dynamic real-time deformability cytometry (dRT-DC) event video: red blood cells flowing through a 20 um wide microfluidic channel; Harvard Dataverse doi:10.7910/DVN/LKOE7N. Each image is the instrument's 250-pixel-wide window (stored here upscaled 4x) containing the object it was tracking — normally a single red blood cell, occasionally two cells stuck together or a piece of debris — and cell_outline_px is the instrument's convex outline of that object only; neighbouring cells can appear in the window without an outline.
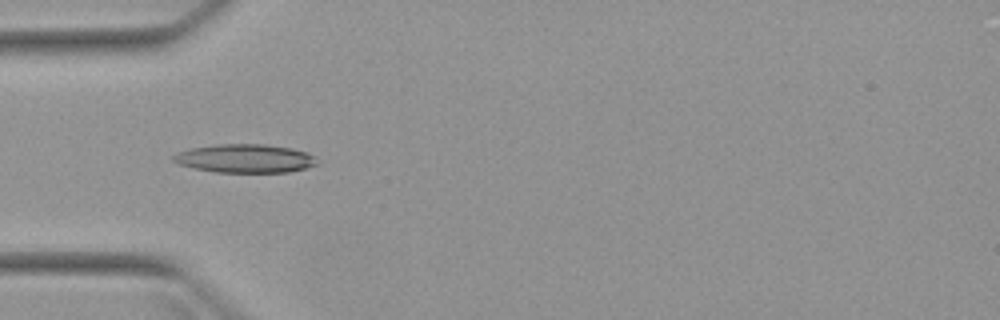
{"species": "Egyptian fruit bat (a non-hibernating species)", "species_latin": "Rousettus aegyptiacus", "temperature_condition": "warm", "stored_images_in_passage": 7, "camera_frame_rate_fps": 3000, "um_per_image_px": 0.085, "animal": {"sex": "female"}, "frame": {"image": 1, "passage_image": 5, "time_ms": 4.667, "image_size_px": [1000, 320], "cell_outline_px": [[320, 164], [288, 172], [216, 172], [196, 168], [180, 164], [172, 160], [172, 156], [176, 152], [188, 148], [216, 144], [264, 144], [292, 148], [308, 152], [316, 156]], "centroid_in_image_um": [20.86, 13.45], "position_along_channel_um": 64.1, "area_um2": 24.1}}
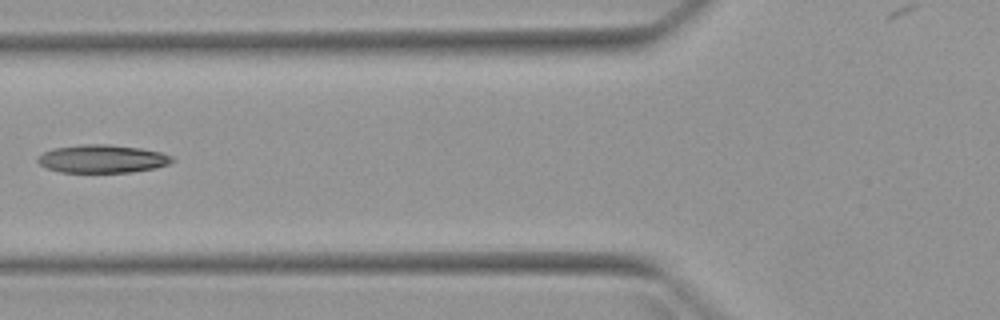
{"frame": {"image": 2, "passage_image": 6, "time_ms": 6.0, "image_size_px": [1000, 320], "cell_outline_px": [[176, 160], [168, 164], [156, 168], [132, 172], [60, 172], [48, 168], [40, 164], [36, 160], [44, 152], [52, 148], [80, 144], [108, 144], [140, 148], [160, 152], [172, 156]], "centroid_in_image_um": [8.71, 13.49], "position_along_channel_um": 117.1, "area_um2": 22.02}}
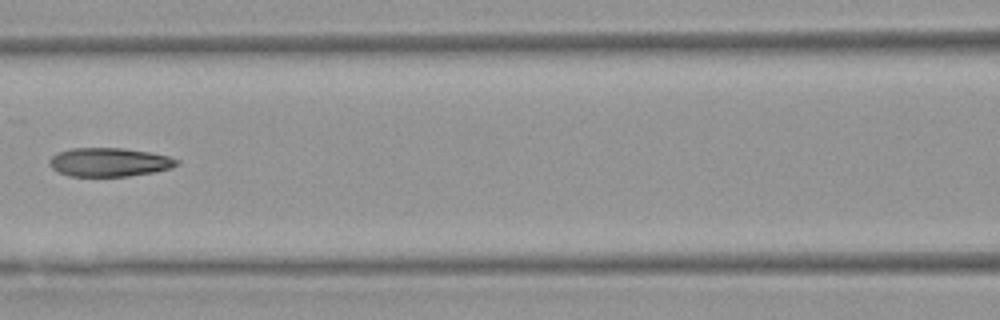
{"frame": {"image": 3, "passage_image": 7, "time_ms": 7.0, "image_size_px": [1000, 320], "cell_outline_px": [[180, 164], [172, 168], [156, 172], [128, 176], [68, 176], [52, 168], [48, 164], [48, 160], [56, 152], [72, 148], [124, 148], [148, 152], [168, 156], [180, 160]], "centroid_in_image_um": [9.3, 13.78], "position_along_channel_um": 157.3, "area_um2": 21.5}}